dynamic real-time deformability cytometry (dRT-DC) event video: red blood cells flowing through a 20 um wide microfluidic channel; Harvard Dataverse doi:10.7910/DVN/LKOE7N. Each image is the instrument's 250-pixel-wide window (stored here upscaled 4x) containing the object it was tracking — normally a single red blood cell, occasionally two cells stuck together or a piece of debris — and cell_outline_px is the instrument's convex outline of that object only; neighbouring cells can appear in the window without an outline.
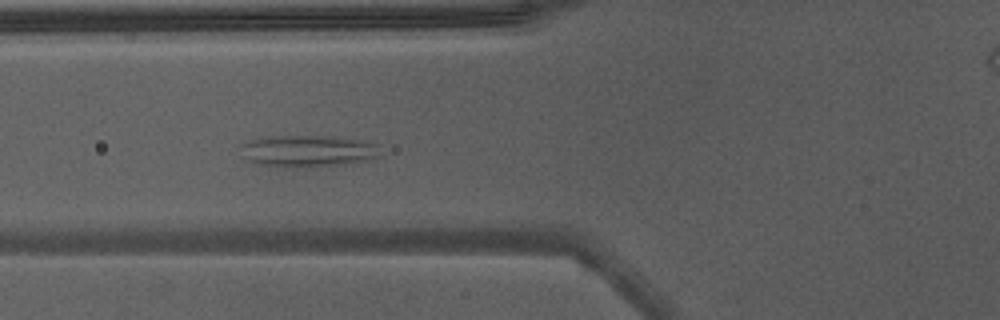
{"species": "Egyptian fruit bat (a non-hibernating species)", "species_latin": "Rousettus aegyptiacus", "temperature_condition": "warm", "stored_images_in_passage": 28, "camera_frame_rate_fps": 3000, "um_per_image_px": 0.085, "animal": {"sex": "male"}, "frame": {"image": 1, "passage_image": 9, "time_ms": 2.667, "image_size_px": [1000, 320], "cell_outline_px": [[376, 144], [372, 160], [352, 164], [296, 168], [276, 168], [256, 164], [252, 160], [240, 144], [252, 140], [272, 136], [316, 136], [372, 140]], "centroid_in_image_um": [26.21, 12.86], "position_along_channel_um": 99.6, "area_um2": 25.66}, "authors_computed_cell_mechanics": {"area_um2": 18.4382, "velocity_mm_per_s": 4.3559, "shape_relaxation_time_tau1_ms": null, "shape_relaxation_time_tau2_ms": 2.4744, "deformation_change_tau1": null, "deformation_change_tau2": 0.0911}}